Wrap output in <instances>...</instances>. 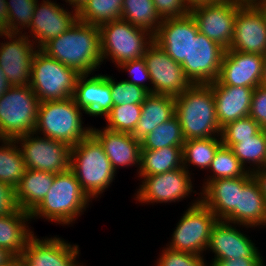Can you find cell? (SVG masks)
<instances>
[{
    "label": "cell",
    "mask_w": 266,
    "mask_h": 266,
    "mask_svg": "<svg viewBox=\"0 0 266 266\" xmlns=\"http://www.w3.org/2000/svg\"><path fill=\"white\" fill-rule=\"evenodd\" d=\"M40 50L79 74L92 76L102 64L99 26L77 20L67 31L46 42Z\"/></svg>",
    "instance_id": "obj_1"
},
{
    "label": "cell",
    "mask_w": 266,
    "mask_h": 266,
    "mask_svg": "<svg viewBox=\"0 0 266 266\" xmlns=\"http://www.w3.org/2000/svg\"><path fill=\"white\" fill-rule=\"evenodd\" d=\"M175 115L185 140L221 137L214 94L209 84H192L175 97Z\"/></svg>",
    "instance_id": "obj_2"
},
{
    "label": "cell",
    "mask_w": 266,
    "mask_h": 266,
    "mask_svg": "<svg viewBox=\"0 0 266 266\" xmlns=\"http://www.w3.org/2000/svg\"><path fill=\"white\" fill-rule=\"evenodd\" d=\"M92 203L69 168L57 173L43 201L30 213L31 219L40 217L62 225H72ZM38 217V218H37Z\"/></svg>",
    "instance_id": "obj_3"
},
{
    "label": "cell",
    "mask_w": 266,
    "mask_h": 266,
    "mask_svg": "<svg viewBox=\"0 0 266 266\" xmlns=\"http://www.w3.org/2000/svg\"><path fill=\"white\" fill-rule=\"evenodd\" d=\"M70 169L91 200L103 194L116 175L103 146L92 134L71 147Z\"/></svg>",
    "instance_id": "obj_4"
},
{
    "label": "cell",
    "mask_w": 266,
    "mask_h": 266,
    "mask_svg": "<svg viewBox=\"0 0 266 266\" xmlns=\"http://www.w3.org/2000/svg\"><path fill=\"white\" fill-rule=\"evenodd\" d=\"M81 111L73 97L40 102L34 132L72 147L91 134L92 127L82 125L84 112Z\"/></svg>",
    "instance_id": "obj_5"
},
{
    "label": "cell",
    "mask_w": 266,
    "mask_h": 266,
    "mask_svg": "<svg viewBox=\"0 0 266 266\" xmlns=\"http://www.w3.org/2000/svg\"><path fill=\"white\" fill-rule=\"evenodd\" d=\"M99 29L102 64L107 58L115 66L143 58L154 42V34L150 31L133 26L123 19L101 24Z\"/></svg>",
    "instance_id": "obj_6"
},
{
    "label": "cell",
    "mask_w": 266,
    "mask_h": 266,
    "mask_svg": "<svg viewBox=\"0 0 266 266\" xmlns=\"http://www.w3.org/2000/svg\"><path fill=\"white\" fill-rule=\"evenodd\" d=\"M80 75L38 49L31 62L30 88L40 102L66 100L73 97Z\"/></svg>",
    "instance_id": "obj_7"
},
{
    "label": "cell",
    "mask_w": 266,
    "mask_h": 266,
    "mask_svg": "<svg viewBox=\"0 0 266 266\" xmlns=\"http://www.w3.org/2000/svg\"><path fill=\"white\" fill-rule=\"evenodd\" d=\"M39 99L30 85L11 86L0 97V139L15 140L35 131Z\"/></svg>",
    "instance_id": "obj_8"
},
{
    "label": "cell",
    "mask_w": 266,
    "mask_h": 266,
    "mask_svg": "<svg viewBox=\"0 0 266 266\" xmlns=\"http://www.w3.org/2000/svg\"><path fill=\"white\" fill-rule=\"evenodd\" d=\"M194 200L182 214L167 248L203 256L209 243L211 230L218 219L201 201V197Z\"/></svg>",
    "instance_id": "obj_9"
},
{
    "label": "cell",
    "mask_w": 266,
    "mask_h": 266,
    "mask_svg": "<svg viewBox=\"0 0 266 266\" xmlns=\"http://www.w3.org/2000/svg\"><path fill=\"white\" fill-rule=\"evenodd\" d=\"M26 169L62 173L70 168L71 147L62 142L32 132L15 139Z\"/></svg>",
    "instance_id": "obj_10"
},
{
    "label": "cell",
    "mask_w": 266,
    "mask_h": 266,
    "mask_svg": "<svg viewBox=\"0 0 266 266\" xmlns=\"http://www.w3.org/2000/svg\"><path fill=\"white\" fill-rule=\"evenodd\" d=\"M191 174L182 167L166 173L138 176L142 183L134 198L141 204L179 202L196 192L192 189Z\"/></svg>",
    "instance_id": "obj_11"
},
{
    "label": "cell",
    "mask_w": 266,
    "mask_h": 266,
    "mask_svg": "<svg viewBox=\"0 0 266 266\" xmlns=\"http://www.w3.org/2000/svg\"><path fill=\"white\" fill-rule=\"evenodd\" d=\"M241 2L228 0L214 4H201L190 9L198 31L207 38L229 49L234 35L235 19Z\"/></svg>",
    "instance_id": "obj_12"
},
{
    "label": "cell",
    "mask_w": 266,
    "mask_h": 266,
    "mask_svg": "<svg viewBox=\"0 0 266 266\" xmlns=\"http://www.w3.org/2000/svg\"><path fill=\"white\" fill-rule=\"evenodd\" d=\"M25 34L0 33L7 39L0 42V67L10 86L30 85L31 62L38 48Z\"/></svg>",
    "instance_id": "obj_13"
},
{
    "label": "cell",
    "mask_w": 266,
    "mask_h": 266,
    "mask_svg": "<svg viewBox=\"0 0 266 266\" xmlns=\"http://www.w3.org/2000/svg\"><path fill=\"white\" fill-rule=\"evenodd\" d=\"M225 48L198 32L190 41L189 56L181 63L192 84H210L218 79Z\"/></svg>",
    "instance_id": "obj_14"
},
{
    "label": "cell",
    "mask_w": 266,
    "mask_h": 266,
    "mask_svg": "<svg viewBox=\"0 0 266 266\" xmlns=\"http://www.w3.org/2000/svg\"><path fill=\"white\" fill-rule=\"evenodd\" d=\"M143 58L150 75L153 94L176 97L192 85L181 64L175 62L157 43L153 42L148 47Z\"/></svg>",
    "instance_id": "obj_15"
},
{
    "label": "cell",
    "mask_w": 266,
    "mask_h": 266,
    "mask_svg": "<svg viewBox=\"0 0 266 266\" xmlns=\"http://www.w3.org/2000/svg\"><path fill=\"white\" fill-rule=\"evenodd\" d=\"M79 252V245H72L59 236L40 239L33 234L17 260L19 265L84 266L76 259L77 256L79 258Z\"/></svg>",
    "instance_id": "obj_16"
},
{
    "label": "cell",
    "mask_w": 266,
    "mask_h": 266,
    "mask_svg": "<svg viewBox=\"0 0 266 266\" xmlns=\"http://www.w3.org/2000/svg\"><path fill=\"white\" fill-rule=\"evenodd\" d=\"M231 50L266 55V14L257 4H241L235 19Z\"/></svg>",
    "instance_id": "obj_17"
},
{
    "label": "cell",
    "mask_w": 266,
    "mask_h": 266,
    "mask_svg": "<svg viewBox=\"0 0 266 266\" xmlns=\"http://www.w3.org/2000/svg\"><path fill=\"white\" fill-rule=\"evenodd\" d=\"M238 224L218 220L213 226L206 250L214 254V261L234 258H263L255 243L236 228Z\"/></svg>",
    "instance_id": "obj_18"
},
{
    "label": "cell",
    "mask_w": 266,
    "mask_h": 266,
    "mask_svg": "<svg viewBox=\"0 0 266 266\" xmlns=\"http://www.w3.org/2000/svg\"><path fill=\"white\" fill-rule=\"evenodd\" d=\"M37 2L27 37L40 49L49 40L58 37L78 20L75 10L71 12L51 0ZM31 37V38H30ZM34 40V41H33ZM37 43V44H36Z\"/></svg>",
    "instance_id": "obj_19"
},
{
    "label": "cell",
    "mask_w": 266,
    "mask_h": 266,
    "mask_svg": "<svg viewBox=\"0 0 266 266\" xmlns=\"http://www.w3.org/2000/svg\"><path fill=\"white\" fill-rule=\"evenodd\" d=\"M264 56L226 49L218 81L223 85L256 88L261 85Z\"/></svg>",
    "instance_id": "obj_20"
},
{
    "label": "cell",
    "mask_w": 266,
    "mask_h": 266,
    "mask_svg": "<svg viewBox=\"0 0 266 266\" xmlns=\"http://www.w3.org/2000/svg\"><path fill=\"white\" fill-rule=\"evenodd\" d=\"M197 24L191 14L164 19L154 42L157 43L175 62L182 63L189 56L190 41L198 34Z\"/></svg>",
    "instance_id": "obj_21"
},
{
    "label": "cell",
    "mask_w": 266,
    "mask_h": 266,
    "mask_svg": "<svg viewBox=\"0 0 266 266\" xmlns=\"http://www.w3.org/2000/svg\"><path fill=\"white\" fill-rule=\"evenodd\" d=\"M89 77V78H88ZM73 98L80 109L89 116L105 117L113 107L109 75H80Z\"/></svg>",
    "instance_id": "obj_22"
},
{
    "label": "cell",
    "mask_w": 266,
    "mask_h": 266,
    "mask_svg": "<svg viewBox=\"0 0 266 266\" xmlns=\"http://www.w3.org/2000/svg\"><path fill=\"white\" fill-rule=\"evenodd\" d=\"M91 134L103 146L104 152L109 158L115 172L119 167H137L140 170L141 141L132 134L103 129L91 128ZM118 167V168H117Z\"/></svg>",
    "instance_id": "obj_23"
},
{
    "label": "cell",
    "mask_w": 266,
    "mask_h": 266,
    "mask_svg": "<svg viewBox=\"0 0 266 266\" xmlns=\"http://www.w3.org/2000/svg\"><path fill=\"white\" fill-rule=\"evenodd\" d=\"M252 178L247 172L237 178H221L210 181L199 193L201 201L216 215L218 220H225L238 208L239 191Z\"/></svg>",
    "instance_id": "obj_24"
},
{
    "label": "cell",
    "mask_w": 266,
    "mask_h": 266,
    "mask_svg": "<svg viewBox=\"0 0 266 266\" xmlns=\"http://www.w3.org/2000/svg\"><path fill=\"white\" fill-rule=\"evenodd\" d=\"M209 85L221 129L230 122L249 116L254 88L223 85L218 80Z\"/></svg>",
    "instance_id": "obj_25"
},
{
    "label": "cell",
    "mask_w": 266,
    "mask_h": 266,
    "mask_svg": "<svg viewBox=\"0 0 266 266\" xmlns=\"http://www.w3.org/2000/svg\"><path fill=\"white\" fill-rule=\"evenodd\" d=\"M225 221L238 224L239 228L242 225L247 230L266 226V200L253 177L239 191L238 208Z\"/></svg>",
    "instance_id": "obj_26"
},
{
    "label": "cell",
    "mask_w": 266,
    "mask_h": 266,
    "mask_svg": "<svg viewBox=\"0 0 266 266\" xmlns=\"http://www.w3.org/2000/svg\"><path fill=\"white\" fill-rule=\"evenodd\" d=\"M28 221H32L30 213L19 208L0 216V247L16 258L23 254L27 241L34 234Z\"/></svg>",
    "instance_id": "obj_27"
},
{
    "label": "cell",
    "mask_w": 266,
    "mask_h": 266,
    "mask_svg": "<svg viewBox=\"0 0 266 266\" xmlns=\"http://www.w3.org/2000/svg\"><path fill=\"white\" fill-rule=\"evenodd\" d=\"M141 107V116L132 133L139 141L175 115V97L150 93Z\"/></svg>",
    "instance_id": "obj_28"
},
{
    "label": "cell",
    "mask_w": 266,
    "mask_h": 266,
    "mask_svg": "<svg viewBox=\"0 0 266 266\" xmlns=\"http://www.w3.org/2000/svg\"><path fill=\"white\" fill-rule=\"evenodd\" d=\"M54 176V173L27 169L14 189L17 208L31 213L50 190Z\"/></svg>",
    "instance_id": "obj_29"
},
{
    "label": "cell",
    "mask_w": 266,
    "mask_h": 266,
    "mask_svg": "<svg viewBox=\"0 0 266 266\" xmlns=\"http://www.w3.org/2000/svg\"><path fill=\"white\" fill-rule=\"evenodd\" d=\"M183 146H169L158 150H141L139 176L166 173L183 167Z\"/></svg>",
    "instance_id": "obj_30"
},
{
    "label": "cell",
    "mask_w": 266,
    "mask_h": 266,
    "mask_svg": "<svg viewBox=\"0 0 266 266\" xmlns=\"http://www.w3.org/2000/svg\"><path fill=\"white\" fill-rule=\"evenodd\" d=\"M0 144V182L15 189L27 170L25 161L15 140L0 139Z\"/></svg>",
    "instance_id": "obj_31"
},
{
    "label": "cell",
    "mask_w": 266,
    "mask_h": 266,
    "mask_svg": "<svg viewBox=\"0 0 266 266\" xmlns=\"http://www.w3.org/2000/svg\"><path fill=\"white\" fill-rule=\"evenodd\" d=\"M222 145L221 137H208L185 140L182 147L183 167L187 170L190 165L208 170L214 155Z\"/></svg>",
    "instance_id": "obj_32"
},
{
    "label": "cell",
    "mask_w": 266,
    "mask_h": 266,
    "mask_svg": "<svg viewBox=\"0 0 266 266\" xmlns=\"http://www.w3.org/2000/svg\"><path fill=\"white\" fill-rule=\"evenodd\" d=\"M121 19L155 34L163 21L152 0H123Z\"/></svg>",
    "instance_id": "obj_33"
},
{
    "label": "cell",
    "mask_w": 266,
    "mask_h": 266,
    "mask_svg": "<svg viewBox=\"0 0 266 266\" xmlns=\"http://www.w3.org/2000/svg\"><path fill=\"white\" fill-rule=\"evenodd\" d=\"M231 149L248 172L252 173L257 169L266 167V135L264 129H261L252 138L240 139V142L234 144Z\"/></svg>",
    "instance_id": "obj_34"
},
{
    "label": "cell",
    "mask_w": 266,
    "mask_h": 266,
    "mask_svg": "<svg viewBox=\"0 0 266 266\" xmlns=\"http://www.w3.org/2000/svg\"><path fill=\"white\" fill-rule=\"evenodd\" d=\"M184 142L185 139L179 119L174 115L141 140V150H158L169 146H183Z\"/></svg>",
    "instance_id": "obj_35"
},
{
    "label": "cell",
    "mask_w": 266,
    "mask_h": 266,
    "mask_svg": "<svg viewBox=\"0 0 266 266\" xmlns=\"http://www.w3.org/2000/svg\"><path fill=\"white\" fill-rule=\"evenodd\" d=\"M123 0H88L77 13L78 20L100 26L106 22L121 19Z\"/></svg>",
    "instance_id": "obj_36"
},
{
    "label": "cell",
    "mask_w": 266,
    "mask_h": 266,
    "mask_svg": "<svg viewBox=\"0 0 266 266\" xmlns=\"http://www.w3.org/2000/svg\"><path fill=\"white\" fill-rule=\"evenodd\" d=\"M209 169L212 175L204 180L202 189L212 180L221 178H237L244 176L248 171L241 165L230 147L223 144L216 151Z\"/></svg>",
    "instance_id": "obj_37"
},
{
    "label": "cell",
    "mask_w": 266,
    "mask_h": 266,
    "mask_svg": "<svg viewBox=\"0 0 266 266\" xmlns=\"http://www.w3.org/2000/svg\"><path fill=\"white\" fill-rule=\"evenodd\" d=\"M141 104L113 106L104 117L107 129L132 134L141 116Z\"/></svg>",
    "instance_id": "obj_38"
},
{
    "label": "cell",
    "mask_w": 266,
    "mask_h": 266,
    "mask_svg": "<svg viewBox=\"0 0 266 266\" xmlns=\"http://www.w3.org/2000/svg\"><path fill=\"white\" fill-rule=\"evenodd\" d=\"M37 2L38 0H7L8 33L21 34L23 29L29 28Z\"/></svg>",
    "instance_id": "obj_39"
},
{
    "label": "cell",
    "mask_w": 266,
    "mask_h": 266,
    "mask_svg": "<svg viewBox=\"0 0 266 266\" xmlns=\"http://www.w3.org/2000/svg\"><path fill=\"white\" fill-rule=\"evenodd\" d=\"M262 127L250 116H246L228 123L222 128V144L226 147H232L239 143L240 139L252 138Z\"/></svg>",
    "instance_id": "obj_40"
},
{
    "label": "cell",
    "mask_w": 266,
    "mask_h": 266,
    "mask_svg": "<svg viewBox=\"0 0 266 266\" xmlns=\"http://www.w3.org/2000/svg\"><path fill=\"white\" fill-rule=\"evenodd\" d=\"M111 96L113 106L126 104H142L150 92L141 86L134 85L126 80L115 81L110 76Z\"/></svg>",
    "instance_id": "obj_41"
},
{
    "label": "cell",
    "mask_w": 266,
    "mask_h": 266,
    "mask_svg": "<svg viewBox=\"0 0 266 266\" xmlns=\"http://www.w3.org/2000/svg\"><path fill=\"white\" fill-rule=\"evenodd\" d=\"M204 256L189 252L174 251L165 247L156 266H207Z\"/></svg>",
    "instance_id": "obj_42"
},
{
    "label": "cell",
    "mask_w": 266,
    "mask_h": 266,
    "mask_svg": "<svg viewBox=\"0 0 266 266\" xmlns=\"http://www.w3.org/2000/svg\"><path fill=\"white\" fill-rule=\"evenodd\" d=\"M117 67L118 69H125V72H129L128 74L130 75L129 77H131V79H125L127 82L141 86L152 93L151 79L144 58L124 62ZM145 81L149 82V85Z\"/></svg>",
    "instance_id": "obj_43"
},
{
    "label": "cell",
    "mask_w": 266,
    "mask_h": 266,
    "mask_svg": "<svg viewBox=\"0 0 266 266\" xmlns=\"http://www.w3.org/2000/svg\"><path fill=\"white\" fill-rule=\"evenodd\" d=\"M162 20L179 18L190 14V8L184 0H152Z\"/></svg>",
    "instance_id": "obj_44"
},
{
    "label": "cell",
    "mask_w": 266,
    "mask_h": 266,
    "mask_svg": "<svg viewBox=\"0 0 266 266\" xmlns=\"http://www.w3.org/2000/svg\"><path fill=\"white\" fill-rule=\"evenodd\" d=\"M249 116L261 127L266 123V87L254 88Z\"/></svg>",
    "instance_id": "obj_45"
},
{
    "label": "cell",
    "mask_w": 266,
    "mask_h": 266,
    "mask_svg": "<svg viewBox=\"0 0 266 266\" xmlns=\"http://www.w3.org/2000/svg\"><path fill=\"white\" fill-rule=\"evenodd\" d=\"M16 209L14 189L0 182V216L13 213Z\"/></svg>",
    "instance_id": "obj_46"
},
{
    "label": "cell",
    "mask_w": 266,
    "mask_h": 266,
    "mask_svg": "<svg viewBox=\"0 0 266 266\" xmlns=\"http://www.w3.org/2000/svg\"><path fill=\"white\" fill-rule=\"evenodd\" d=\"M264 258H234L229 260L214 261L208 266H266Z\"/></svg>",
    "instance_id": "obj_47"
},
{
    "label": "cell",
    "mask_w": 266,
    "mask_h": 266,
    "mask_svg": "<svg viewBox=\"0 0 266 266\" xmlns=\"http://www.w3.org/2000/svg\"><path fill=\"white\" fill-rule=\"evenodd\" d=\"M252 177L258 183L260 191L266 200V167L253 171Z\"/></svg>",
    "instance_id": "obj_48"
},
{
    "label": "cell",
    "mask_w": 266,
    "mask_h": 266,
    "mask_svg": "<svg viewBox=\"0 0 266 266\" xmlns=\"http://www.w3.org/2000/svg\"><path fill=\"white\" fill-rule=\"evenodd\" d=\"M7 0H0V33L8 32Z\"/></svg>",
    "instance_id": "obj_49"
},
{
    "label": "cell",
    "mask_w": 266,
    "mask_h": 266,
    "mask_svg": "<svg viewBox=\"0 0 266 266\" xmlns=\"http://www.w3.org/2000/svg\"><path fill=\"white\" fill-rule=\"evenodd\" d=\"M184 1L188 5V7L191 9L192 7H195L201 4H214V3H220V2H224L228 0H184Z\"/></svg>",
    "instance_id": "obj_50"
},
{
    "label": "cell",
    "mask_w": 266,
    "mask_h": 266,
    "mask_svg": "<svg viewBox=\"0 0 266 266\" xmlns=\"http://www.w3.org/2000/svg\"><path fill=\"white\" fill-rule=\"evenodd\" d=\"M14 256L6 249L0 247V266L8 264Z\"/></svg>",
    "instance_id": "obj_51"
},
{
    "label": "cell",
    "mask_w": 266,
    "mask_h": 266,
    "mask_svg": "<svg viewBox=\"0 0 266 266\" xmlns=\"http://www.w3.org/2000/svg\"><path fill=\"white\" fill-rule=\"evenodd\" d=\"M66 3H68V6H71L73 10H75L77 13L84 7V5L87 3L88 0H64Z\"/></svg>",
    "instance_id": "obj_52"
},
{
    "label": "cell",
    "mask_w": 266,
    "mask_h": 266,
    "mask_svg": "<svg viewBox=\"0 0 266 266\" xmlns=\"http://www.w3.org/2000/svg\"><path fill=\"white\" fill-rule=\"evenodd\" d=\"M11 86L9 85L4 73L0 67V97L6 92Z\"/></svg>",
    "instance_id": "obj_53"
},
{
    "label": "cell",
    "mask_w": 266,
    "mask_h": 266,
    "mask_svg": "<svg viewBox=\"0 0 266 266\" xmlns=\"http://www.w3.org/2000/svg\"><path fill=\"white\" fill-rule=\"evenodd\" d=\"M261 85L266 87V55L264 56V61H263V75L261 79Z\"/></svg>",
    "instance_id": "obj_54"
},
{
    "label": "cell",
    "mask_w": 266,
    "mask_h": 266,
    "mask_svg": "<svg viewBox=\"0 0 266 266\" xmlns=\"http://www.w3.org/2000/svg\"><path fill=\"white\" fill-rule=\"evenodd\" d=\"M257 5L262 9V11L266 14V0H260Z\"/></svg>",
    "instance_id": "obj_55"
},
{
    "label": "cell",
    "mask_w": 266,
    "mask_h": 266,
    "mask_svg": "<svg viewBox=\"0 0 266 266\" xmlns=\"http://www.w3.org/2000/svg\"><path fill=\"white\" fill-rule=\"evenodd\" d=\"M235 1H238V2H241L243 4H257L260 0H235Z\"/></svg>",
    "instance_id": "obj_56"
},
{
    "label": "cell",
    "mask_w": 266,
    "mask_h": 266,
    "mask_svg": "<svg viewBox=\"0 0 266 266\" xmlns=\"http://www.w3.org/2000/svg\"><path fill=\"white\" fill-rule=\"evenodd\" d=\"M3 266H19L18 260L16 257H14L8 264Z\"/></svg>",
    "instance_id": "obj_57"
},
{
    "label": "cell",
    "mask_w": 266,
    "mask_h": 266,
    "mask_svg": "<svg viewBox=\"0 0 266 266\" xmlns=\"http://www.w3.org/2000/svg\"><path fill=\"white\" fill-rule=\"evenodd\" d=\"M262 129L266 130V123L262 126Z\"/></svg>",
    "instance_id": "obj_58"
}]
</instances>
